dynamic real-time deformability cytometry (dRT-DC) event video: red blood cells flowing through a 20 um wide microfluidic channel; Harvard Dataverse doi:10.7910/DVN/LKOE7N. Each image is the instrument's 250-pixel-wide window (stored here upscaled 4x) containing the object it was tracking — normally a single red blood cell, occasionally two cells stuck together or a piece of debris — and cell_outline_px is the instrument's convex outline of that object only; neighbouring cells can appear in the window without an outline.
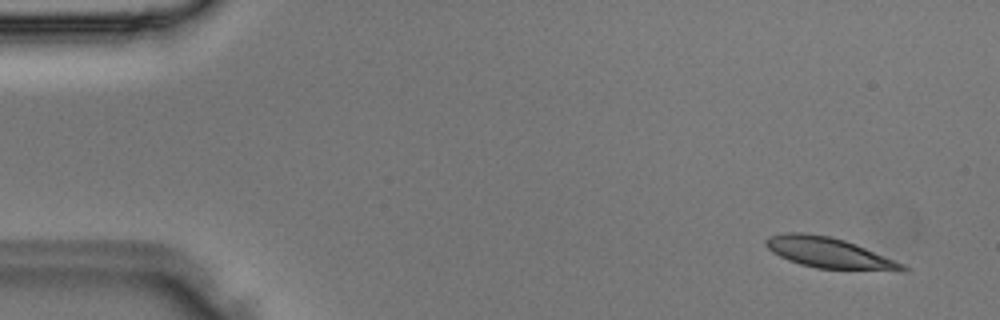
{"species": "Egyptian fruit bat (a non-hibernating species)", "species_latin": "Rousettus aegyptiacus", "temperature_condition": "room temperature", "stored_images_in_passage": 3, "camera_frame_rate_fps": 3000, "um_per_image_px": 0.085, "animal": {"sex": "male"}, "frame": {"image": 1, "passage_image": 1, "time_ms": 0.0, "image_size_px": [1000, 320], "cell_outline_px": [[908, 268], [904, 272], [900, 272], [816, 268], [800, 264], [788, 260], [772, 252], [764, 244], [764, 240], [768, 236], [788, 232], [804, 232], [832, 236], [856, 244], [896, 260], [904, 264]], "centroid_in_image_um": [70.5, 21.5], "position_along_channel_um": 14.5, "area_um2": 24.8}}